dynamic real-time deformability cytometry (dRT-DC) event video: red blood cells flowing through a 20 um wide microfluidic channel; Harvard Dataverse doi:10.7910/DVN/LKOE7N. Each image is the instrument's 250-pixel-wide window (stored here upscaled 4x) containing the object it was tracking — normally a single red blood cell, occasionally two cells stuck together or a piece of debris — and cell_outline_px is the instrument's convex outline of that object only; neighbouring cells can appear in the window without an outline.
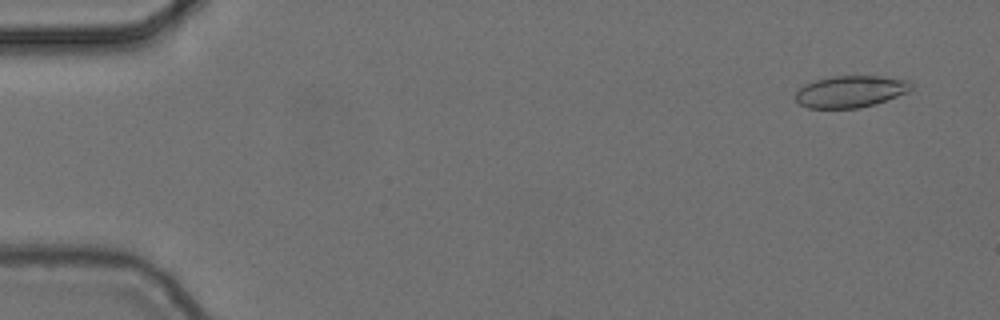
{"species": "common noctule bat (a hibernating species)", "species_latin": "Nyctalus noctula", "temperature_condition": "cold", "stored_images_in_passage": 3, "camera_frame_rate_fps": 3000, "um_per_image_px": 0.085, "animal": {"sex": "female", "body_mass_g": 24.6, "forearm_length_mm": 56.2}, "frame": {"image": 1, "passage_image": 1, "time_ms": 0.0, "image_size_px": [1000, 320], "cell_outline_px": [[912, 88], [908, 92], [876, 104], [856, 108], [808, 108], [800, 104], [796, 100], [796, 92], [804, 84], [816, 80], [832, 76], [880, 76], [908, 80], [912, 84]], "centroid_in_image_um": [72.3, 7.78], "position_along_channel_um": 12.7, "area_um2": 21.39}}